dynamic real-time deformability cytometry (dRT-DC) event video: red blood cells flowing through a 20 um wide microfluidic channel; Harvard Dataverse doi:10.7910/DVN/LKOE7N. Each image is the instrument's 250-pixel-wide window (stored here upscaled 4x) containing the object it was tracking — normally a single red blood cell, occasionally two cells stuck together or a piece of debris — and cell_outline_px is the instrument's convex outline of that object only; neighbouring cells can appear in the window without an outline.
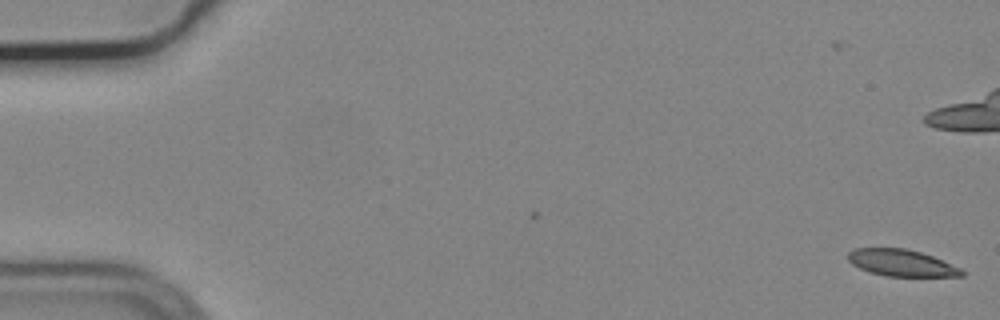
{"species": "common noctule bat (a hibernating species)", "species_latin": "Nyctalus noctula", "temperature_condition": "cold", "stored_images_in_passage": 4, "camera_frame_rate_fps": 3000, "um_per_image_px": 0.085, "animal": {"sex": "male", "body_mass_g": 19.2, "forearm_length_mm": 51.8}, "frame": {"image": 1, "passage_image": 4, "time_ms": 1.0, "image_size_px": [1000, 320], "cell_outline_px": [[964, 276], [888, 276], [872, 272], [860, 268], [852, 264], [848, 260], [848, 252], [852, 248], [904, 248], [920, 252], [932, 256], [960, 268], [964, 272]], "centroid_in_image_um": [76.6, 22.33], "position_along_channel_um": 8.4, "area_um2": 17.46}}